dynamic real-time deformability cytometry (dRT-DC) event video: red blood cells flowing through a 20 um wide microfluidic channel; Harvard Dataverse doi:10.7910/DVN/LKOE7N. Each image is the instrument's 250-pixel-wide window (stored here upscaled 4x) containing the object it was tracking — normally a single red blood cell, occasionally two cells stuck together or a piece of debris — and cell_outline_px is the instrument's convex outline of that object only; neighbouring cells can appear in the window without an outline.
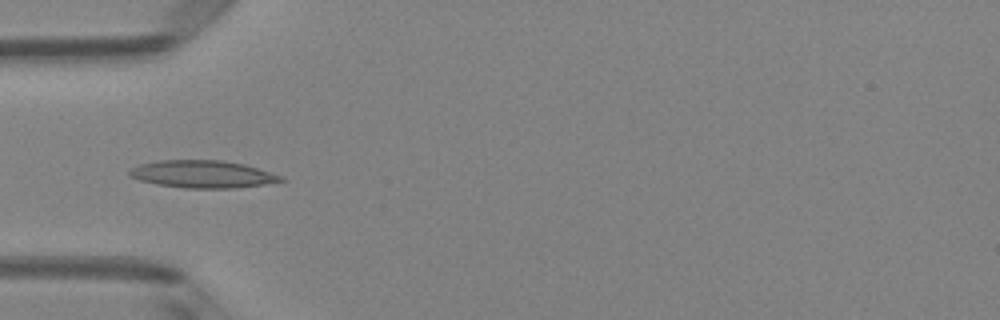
{"species": "Egyptian fruit bat (a non-hibernating species)", "species_latin": "Rousettus aegyptiacus", "temperature_condition": "room temperature", "stored_images_in_passage": 5, "camera_frame_rate_fps": 3000, "um_per_image_px": 0.085, "animal": {"sex": "female"}, "frame": {"image": 1, "passage_image": 4, "time_ms": 1.0, "image_size_px": [1000, 320], "cell_outline_px": [[288, 180], [264, 184], [236, 188], [184, 188], [156, 184], [140, 180], [128, 176], [128, 172], [132, 168], [140, 164], [156, 160], [220, 160], [244, 164], [284, 176]], "centroid_in_image_um": [17.23, 14.8], "position_along_channel_um": 67.8, "area_um2": 24.33}}
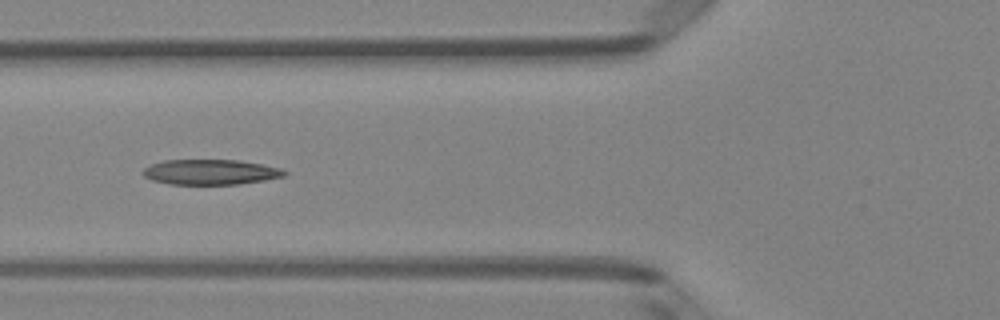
{"frame": {"image": 2, "passage_image": 5, "time_ms": 1.333, "image_size_px": [1000, 320], "cell_outline_px": [[288, 172], [284, 176], [264, 180], [240, 184], [168, 184], [152, 180], [144, 176], [140, 172], [144, 168], [152, 164], [164, 160], [240, 160], [280, 168]], "centroid_in_image_um": [17.87, 14.62], "position_along_channel_um": 107.9, "area_um2": 20.75}}